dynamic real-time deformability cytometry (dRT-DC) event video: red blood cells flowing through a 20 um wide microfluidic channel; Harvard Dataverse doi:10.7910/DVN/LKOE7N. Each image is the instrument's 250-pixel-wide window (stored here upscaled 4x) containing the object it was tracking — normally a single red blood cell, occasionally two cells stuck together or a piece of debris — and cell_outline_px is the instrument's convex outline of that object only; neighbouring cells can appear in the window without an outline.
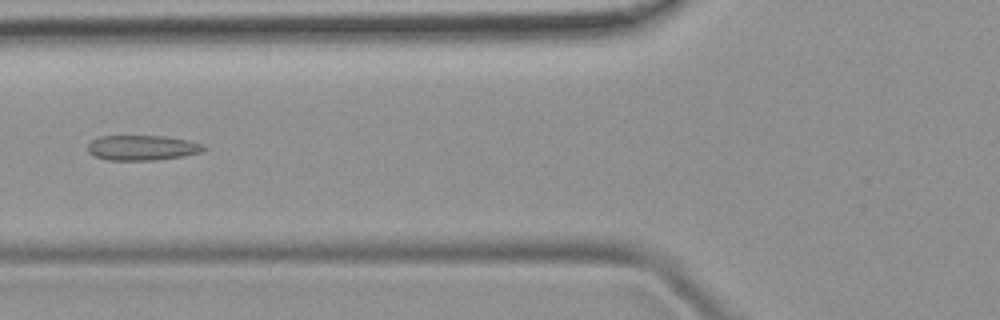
{"species": "common noctule bat (a hibernating species)", "species_latin": "Nyctalus noctula", "temperature_condition": "room temperature", "stored_images_in_passage": 7, "camera_frame_rate_fps": 3000, "um_per_image_px": 0.085, "animal": {"sex": "female", "body_mass_g": 19.9}, "frame": {"image": 1, "passage_image": 6, "time_ms": 5.667, "image_size_px": [1000, 320], "cell_outline_px": [[208, 148], [200, 152], [184, 156], [152, 160], [108, 160], [96, 156], [88, 152], [88, 144], [92, 140], [100, 136], [164, 136], [188, 140], [204, 144]], "centroid_in_image_um": [12.11, 12.55], "position_along_channel_um": 113.7, "area_um2": 16.94}}
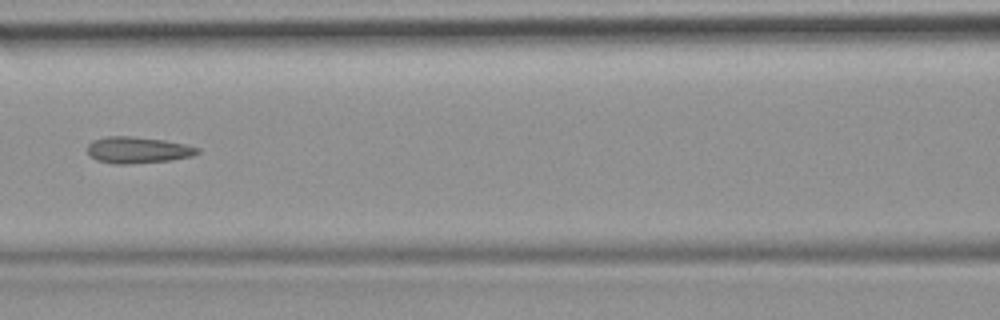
{"frame": {"image": 2, "passage_image": 7, "time_ms": 6.667, "image_size_px": [1000, 320], "cell_outline_px": [[200, 152], [192, 156], [172, 160], [128, 164], [112, 164], [96, 160], [88, 156], [88, 144], [92, 140], [108, 136], [132, 136], [164, 140], [184, 144], [200, 148]], "centroid_in_image_um": [11.68, 12.76], "position_along_channel_um": 154.9, "area_um2": 17.11}}